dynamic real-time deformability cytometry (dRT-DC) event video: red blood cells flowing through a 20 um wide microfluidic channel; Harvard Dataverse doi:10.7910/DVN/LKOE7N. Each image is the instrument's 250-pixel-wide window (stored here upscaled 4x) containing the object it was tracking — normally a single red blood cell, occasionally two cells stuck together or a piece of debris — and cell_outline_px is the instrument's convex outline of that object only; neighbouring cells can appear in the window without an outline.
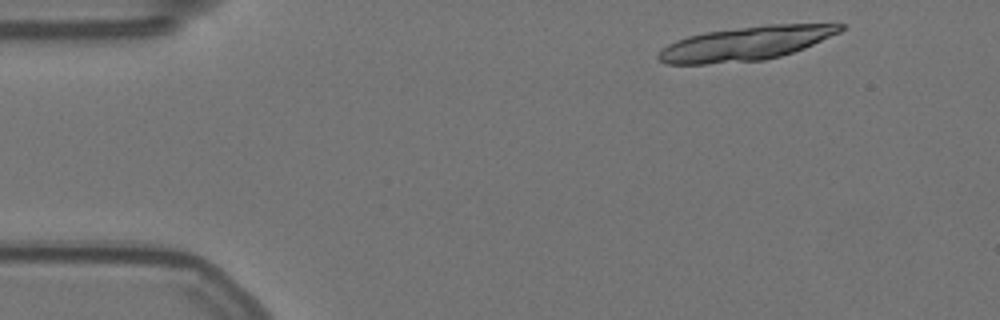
{"species": "Egyptian fruit bat (a non-hibernating species)", "species_latin": "Rousettus aegyptiacus", "temperature_condition": "warm", "stored_images_in_passage": 15, "camera_frame_rate_fps": 3000, "um_per_image_px": 0.085, "animal": {"sex": "female"}, "frame": {"image": 1, "passage_image": 3, "time_ms": 0.667, "image_size_px": [1000, 320], "cell_outline_px": [[844, 28], [840, 32], [804, 48], [780, 56], [764, 60], [704, 64], [664, 64], [656, 56], [668, 44], [676, 40], [688, 36], [704, 32], [768, 24], [844, 24]], "centroid_in_image_um": [63.37, 3.69], "position_along_channel_um": 21.6, "area_um2": 35.72}}